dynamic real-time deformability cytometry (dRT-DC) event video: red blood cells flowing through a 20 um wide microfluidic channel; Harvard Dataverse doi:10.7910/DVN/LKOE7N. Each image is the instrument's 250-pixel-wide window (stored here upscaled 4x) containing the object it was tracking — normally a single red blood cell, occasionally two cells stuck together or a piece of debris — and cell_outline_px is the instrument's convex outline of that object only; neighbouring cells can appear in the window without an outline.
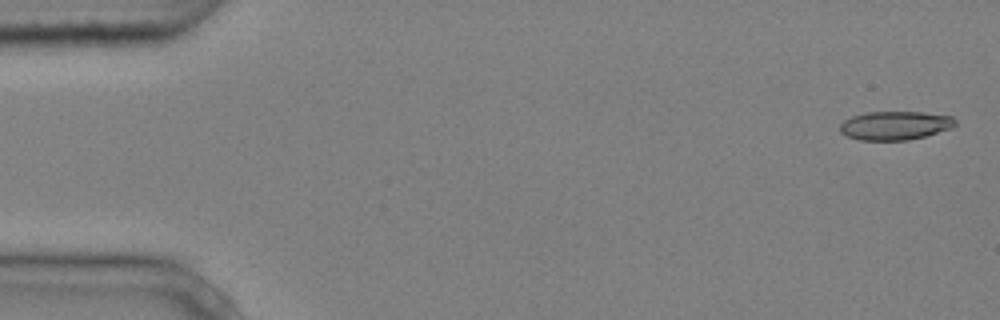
{"species": "common noctule bat (a hibernating species)", "species_latin": "Nyctalus noctula", "temperature_condition": "cold", "stored_images_in_passage": 4, "camera_frame_rate_fps": 3000, "um_per_image_px": 0.085, "animal": {"sex": "male", "body_mass_g": 20.4}, "frame": {"image": 1, "passage_image": 1, "time_ms": 0.0, "image_size_px": [1000, 320], "cell_outline_px": [[956, 124], [952, 128], [924, 136], [908, 140], [860, 140], [844, 136], [840, 132], [840, 124], [844, 120], [852, 116], [864, 112], [920, 112], [952, 116], [956, 120]], "centroid_in_image_um": [76.05, 10.67], "position_along_channel_um": 8.9, "area_um2": 19.36}}
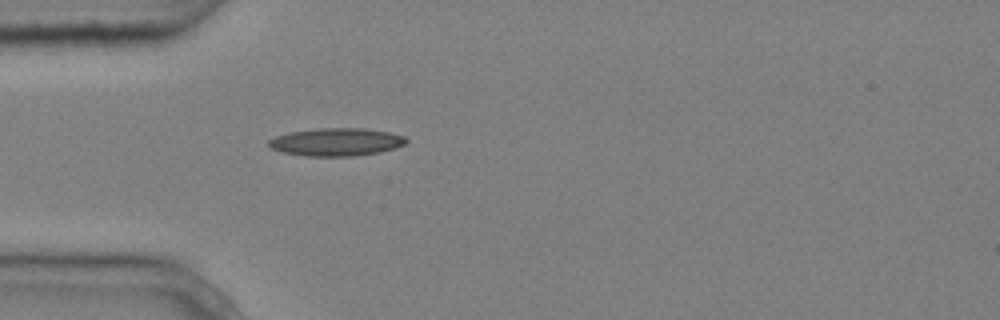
{"frame": {"image": 2, "passage_image": 4, "time_ms": 1.0, "image_size_px": [1000, 320], "cell_outline_px": [[408, 140], [404, 144], [396, 148], [380, 152], [352, 156], [304, 156], [284, 152], [272, 148], [268, 144], [268, 140], [276, 136], [288, 132], [316, 128], [364, 128], [388, 132], [404, 136]], "centroid_in_image_um": [28.59, 12.06], "position_along_channel_um": 56.4, "area_um2": 22.31}}